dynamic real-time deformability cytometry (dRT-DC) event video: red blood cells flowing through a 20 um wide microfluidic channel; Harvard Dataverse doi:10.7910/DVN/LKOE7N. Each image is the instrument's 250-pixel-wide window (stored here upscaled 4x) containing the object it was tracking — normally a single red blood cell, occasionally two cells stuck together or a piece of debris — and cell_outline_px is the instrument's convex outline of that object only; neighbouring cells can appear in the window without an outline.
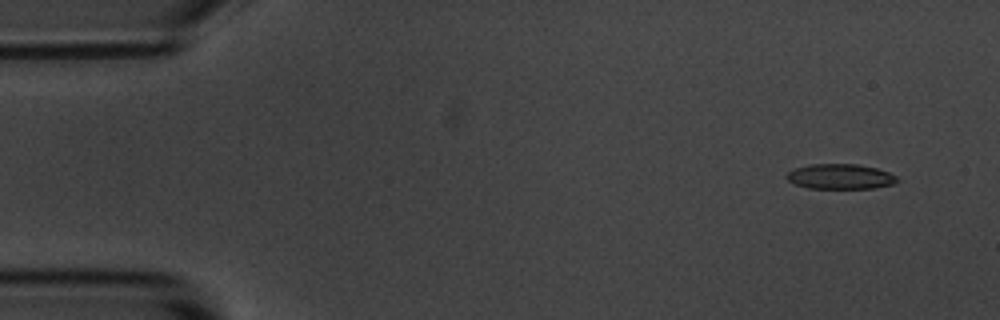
{"species": "common noctule bat (a hibernating species)", "species_latin": "Nyctalus noctula", "temperature_condition": "room temperature", "stored_images_in_passage": 7, "camera_frame_rate_fps": 3000, "um_per_image_px": 0.085, "animal": {"sex": "male", "body_mass_g": 20.1, "forearm_length_mm": 53.5}, "frame": {"image": 1, "passage_image": 1, "time_ms": 0.0, "image_size_px": [1000, 320], "cell_outline_px": [[900, 180], [892, 184], [872, 188], [808, 188], [796, 184], [788, 180], [784, 176], [788, 172], [796, 168], [808, 164], [856, 164], [876, 168], [888, 172], [896, 176]], "centroid_in_image_um": [71.41, 15.0], "position_along_channel_um": 13.6, "area_um2": 16.07}}
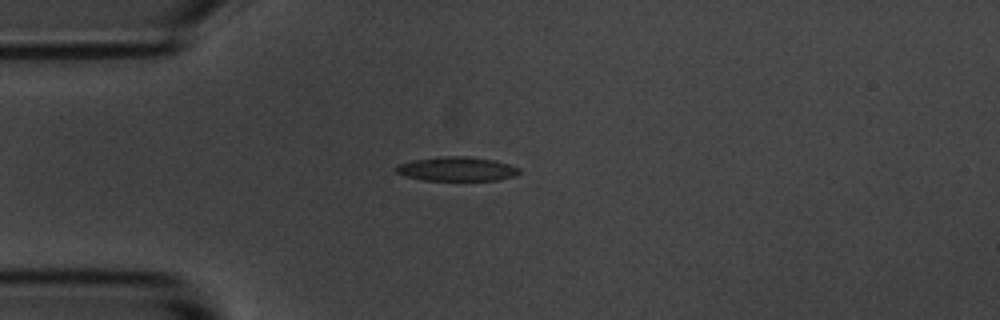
{"frame": {"image": 2, "passage_image": 4, "time_ms": 3.333, "image_size_px": [1000, 320], "cell_outline_px": [[520, 172], [512, 176], [496, 180], [424, 180], [404, 176], [396, 172], [392, 168], [396, 164], [412, 160], [440, 156], [468, 156], [492, 160], [508, 164], [520, 168]], "centroid_in_image_um": [38.74, 14.35], "position_along_channel_um": 46.3, "area_um2": 17.4}}
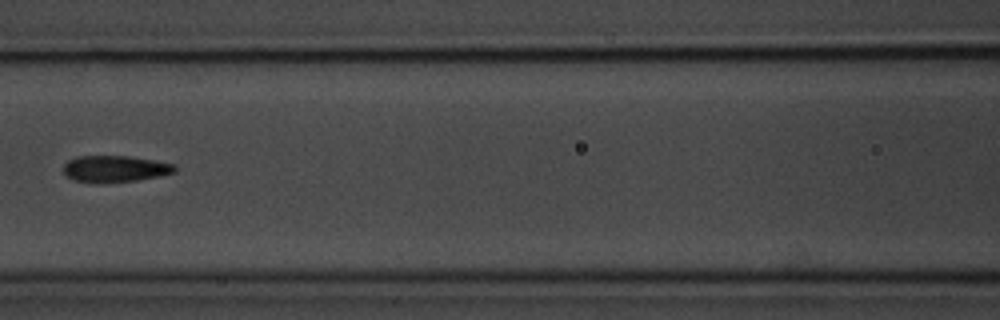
{"frame": {"image": 3, "passage_image": 7, "time_ms": 6.667, "image_size_px": [1000, 320], "cell_outline_px": [[176, 172], [160, 176], [136, 180], [104, 184], [96, 184], [72, 180], [64, 172], [64, 164], [68, 160], [76, 156], [128, 156], [176, 164]], "centroid_in_image_um": [9.76, 14.37], "position_along_channel_um": 156.8, "area_um2": 17.51}}